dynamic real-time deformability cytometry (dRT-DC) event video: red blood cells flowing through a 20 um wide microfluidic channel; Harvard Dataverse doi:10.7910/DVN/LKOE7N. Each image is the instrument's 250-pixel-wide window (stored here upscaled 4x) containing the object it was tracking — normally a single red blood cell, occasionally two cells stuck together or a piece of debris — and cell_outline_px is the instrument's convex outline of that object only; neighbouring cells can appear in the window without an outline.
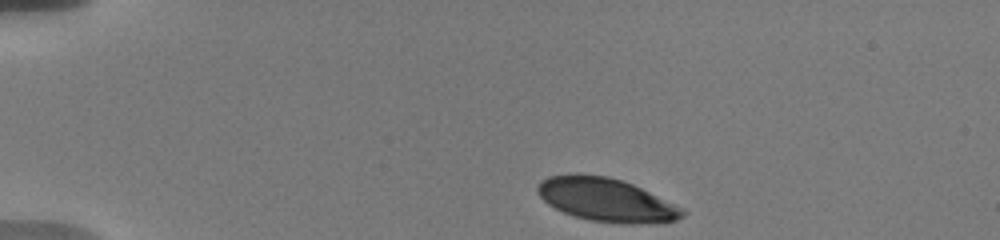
{"species": "human", "species_latin": "Homo sapiens", "temperature_condition": "warm", "stored_images_in_passage": 21, "camera_frame_rate_fps": 3000, "um_per_image_px": 0.085, "donor": {"sex": "male"}, "frame": {"image": 1, "passage_image": 1, "time_ms": 0.0, "image_size_px": [1000, 240], "cell_outline_px": [[688, 212], [684, 216], [676, 220], [632, 224], [620, 224], [588, 220], [564, 212], [548, 204], [536, 192], [536, 188], [540, 180], [548, 176], [576, 172], [580, 172], [608, 176], [632, 184]], "centroid_in_image_um": [51.44, 16.96], "position_along_channel_um": 33.6, "area_um2": 36.47}}
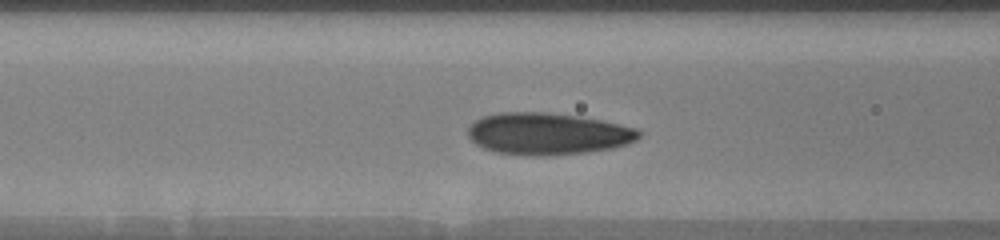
{"frame": {"image": 2, "passage_image": 15, "time_ms": 4.333, "image_size_px": [1000, 240], "cell_outline_px": [[644, 132], [636, 140], [628, 144], [612, 148], [584, 152], [548, 156], [540, 156], [496, 152], [484, 148], [476, 144], [468, 136], [468, 128], [476, 120], [484, 116], [500, 112], [548, 112], [580, 116], [640, 128]], "centroid_in_image_um": [46.61, 11.36], "position_along_channel_um": 120.0, "area_um2": 41.85}}
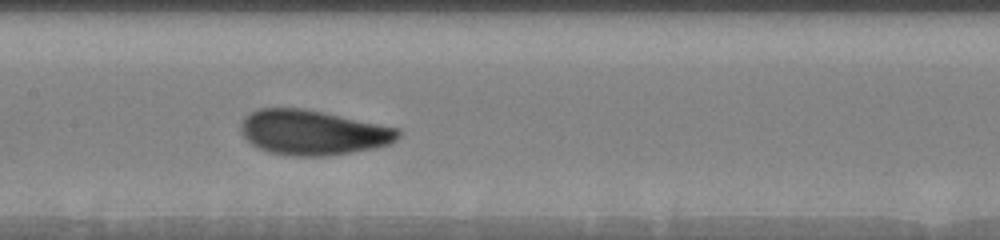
{"frame": {"image": 3, "passage_image": 20, "time_ms": 6.0, "image_size_px": [1000, 240], "cell_outline_px": [[400, 136], [396, 140], [388, 144], [376, 148], [352, 152], [324, 156], [292, 156], [268, 152], [252, 144], [240, 132], [240, 124], [244, 116], [260, 108], [304, 108], [400, 128]], "centroid_in_image_um": [26.59, 11.26], "position_along_channel_um": 180.8, "area_um2": 41.27}}